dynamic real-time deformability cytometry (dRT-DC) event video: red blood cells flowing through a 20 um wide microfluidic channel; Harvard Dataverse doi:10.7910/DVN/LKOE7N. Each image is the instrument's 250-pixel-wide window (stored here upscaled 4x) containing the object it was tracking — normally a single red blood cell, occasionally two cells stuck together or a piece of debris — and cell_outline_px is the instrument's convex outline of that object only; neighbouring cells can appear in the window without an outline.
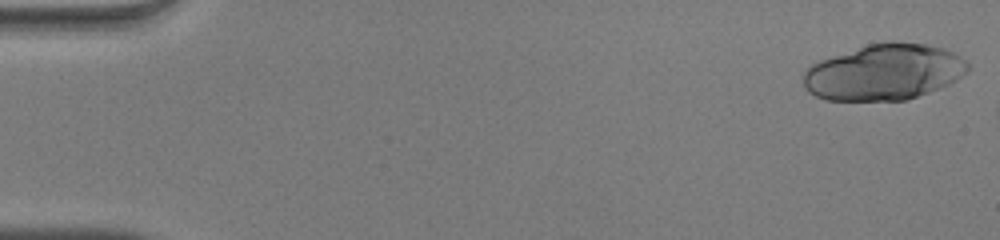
{"species": "human", "species_latin": "Homo sapiens", "temperature_condition": "warm", "stored_images_in_passage": 28, "camera_frame_rate_fps": 3000, "um_per_image_px": 0.085, "donor": {"sex": "male"}, "frame": {"image": 1, "passage_image": 1, "time_ms": 0.0, "image_size_px": [1000, 240], "cell_outline_px": [[968, 72], [956, 80], [940, 88], [908, 100], [828, 100], [816, 96], [808, 92], [804, 84], [804, 72], [812, 64], [820, 60], [868, 44], [884, 40], [896, 40], [928, 44], [944, 48], [968, 60]], "centroid_in_image_um": [75.19, 6.11], "position_along_channel_um": 9.8, "area_um2": 54.04}}
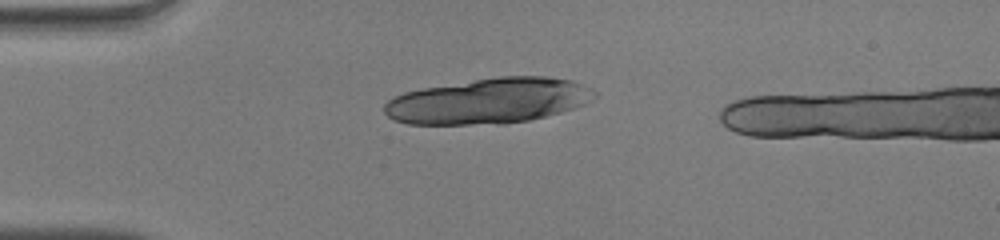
{"frame": {"image": 2, "passage_image": 13, "time_ms": 4.0, "image_size_px": [1000, 240], "cell_outline_px": [[596, 96], [584, 104], [560, 112], [528, 120], [504, 124], [408, 124], [396, 120], [388, 116], [384, 112], [384, 104], [392, 96], [404, 92], [424, 88], [500, 76], [548, 76], [572, 80], [596, 92]], "centroid_in_image_um": [41.51, 8.58], "position_along_channel_um": 43.5, "area_um2": 55.31}}